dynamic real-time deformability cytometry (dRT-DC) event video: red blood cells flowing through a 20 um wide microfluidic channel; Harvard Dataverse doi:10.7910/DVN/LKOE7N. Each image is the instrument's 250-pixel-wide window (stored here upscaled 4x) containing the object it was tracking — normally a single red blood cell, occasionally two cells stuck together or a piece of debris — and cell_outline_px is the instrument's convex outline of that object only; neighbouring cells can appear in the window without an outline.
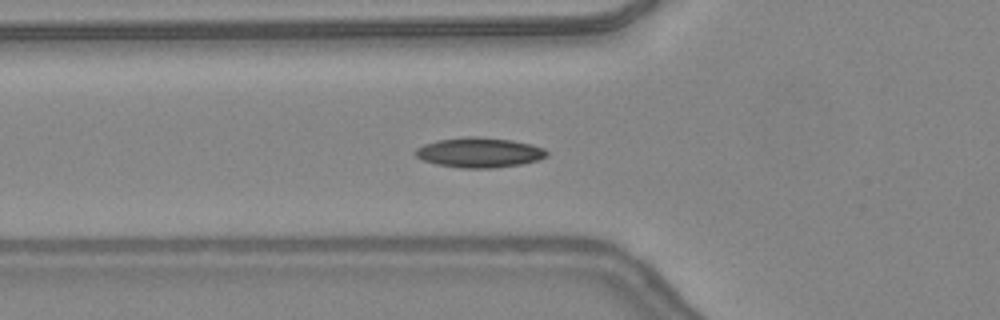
{"species": "common noctule bat (a hibernating species)", "species_latin": "Nyctalus noctula", "temperature_condition": "warm", "stored_images_in_passage": 31, "camera_frame_rate_fps": 3000, "um_per_image_px": 0.085, "animal": {"sex": "female", "body_mass_g": 24.6, "forearm_length_mm": 56.2}, "frame": {"image": 1, "passage_image": 9, "time_ms": 2.667, "image_size_px": [1000, 320], "cell_outline_px": [[548, 156], [536, 160], [520, 164], [492, 168], [460, 168], [436, 164], [424, 160], [416, 156], [412, 152], [416, 148], [424, 144], [436, 140], [468, 136], [476, 136], [512, 140], [532, 144], [544, 148], [548, 152]], "centroid_in_image_um": [40.72, 12.95], "position_along_channel_um": 85.1, "area_um2": 23.0}}
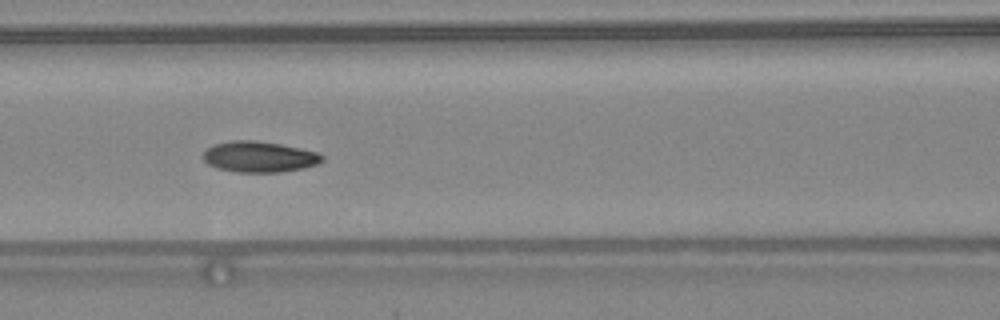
{"frame": {"image": 2, "passage_image": 13, "time_ms": 4.0, "image_size_px": [1000, 320], "cell_outline_px": [[324, 160], [320, 164], [304, 168], [280, 172], [236, 172], [216, 168], [208, 164], [204, 160], [204, 152], [208, 148], [216, 144], [232, 140], [256, 140], [280, 144], [320, 152], [324, 156]], "centroid_in_image_um": [22.1, 13.33], "position_along_channel_um": 144.5, "area_um2": 21.56}}
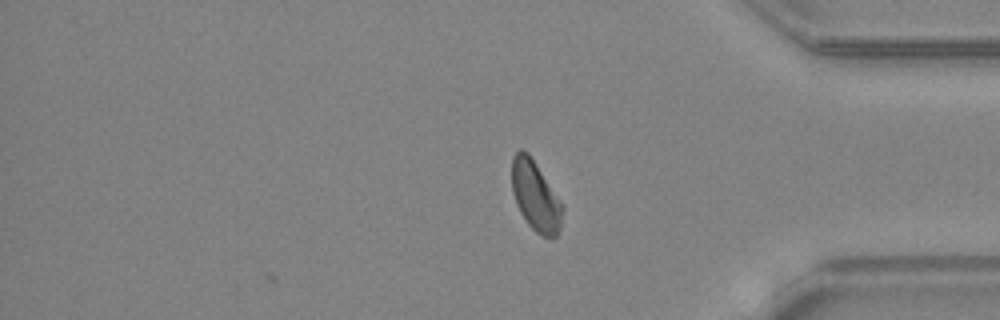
{"frame": {"image": 3, "passage_image": 31, "time_ms": 10.0, "image_size_px": [1000, 320], "cell_outline_px": [[564, 208], [560, 228], [556, 236], [540, 236], [528, 224], [520, 212], [516, 204], [512, 192], [512, 156], [520, 148], [528, 152], [564, 204]], "centroid_in_image_um": [45.52, 16.65], "position_along_channel_um": 389.7, "area_um2": 20.81}, "authors_computed_cell_mechanics": {"area_um2": 20.9814, "velocity_mm_per_s": 4.3944, "shape_relaxation_time_tau1_ms": 3.5829, "shape_relaxation_time_tau2_ms": 2.4996, "deformation_change_tau1": 0.1099, "deformation_change_tau2": 0.0752}}